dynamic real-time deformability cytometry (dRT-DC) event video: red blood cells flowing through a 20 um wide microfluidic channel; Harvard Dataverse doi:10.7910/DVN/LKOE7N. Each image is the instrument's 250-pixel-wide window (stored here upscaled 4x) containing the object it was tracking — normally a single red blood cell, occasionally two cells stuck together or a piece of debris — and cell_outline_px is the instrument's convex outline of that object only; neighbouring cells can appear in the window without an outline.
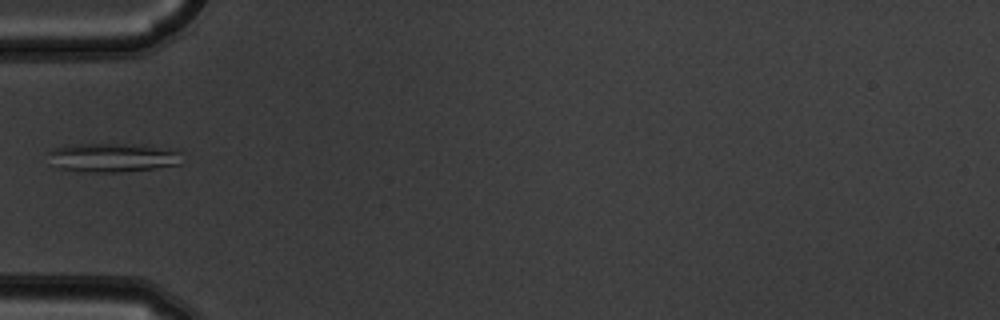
{"species": "common noctule bat (a hibernating species)", "species_latin": "Nyctalus noctula", "temperature_condition": "warm", "stored_images_in_passage": 5, "camera_frame_rate_fps": 3000, "um_per_image_px": 0.085, "animal": {"sex": "male", "body_mass_g": 19.5, "forearm_length_mm": 54.6}, "frame": {"image": 1, "passage_image": 5, "time_ms": 1.333, "image_size_px": [1000, 320], "cell_outline_px": [[180, 164], [156, 168], [120, 172], [92, 172], [60, 168], [44, 152], [68, 144], [144, 144], [180, 152]], "centroid_in_image_um": [9.57, 13.38], "position_along_channel_um": 75.4, "area_um2": 22.37}}